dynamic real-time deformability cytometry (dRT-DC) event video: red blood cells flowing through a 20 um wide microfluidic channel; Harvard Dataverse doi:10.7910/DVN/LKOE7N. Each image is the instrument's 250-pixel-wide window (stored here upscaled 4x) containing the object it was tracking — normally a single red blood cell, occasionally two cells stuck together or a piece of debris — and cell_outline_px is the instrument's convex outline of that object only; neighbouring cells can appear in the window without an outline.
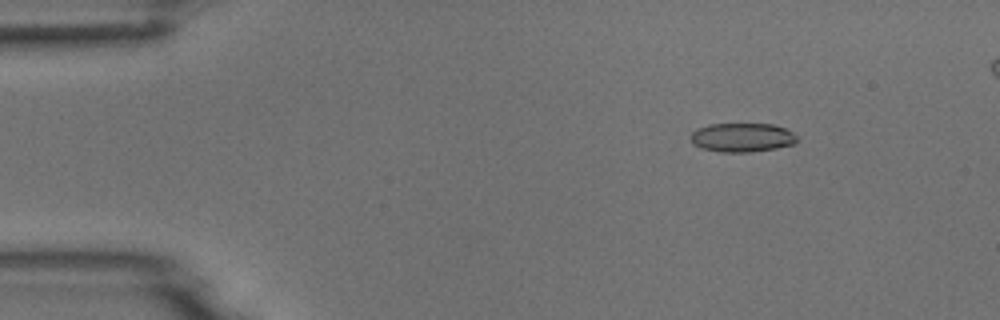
{"species": "common noctule bat (a hibernating species)", "species_latin": "Nyctalus noctula", "temperature_condition": "room temperature", "stored_images_in_passage": 5, "camera_frame_rate_fps": 3000, "um_per_image_px": 0.085, "animal": {"sex": "male", "body_mass_g": 18.8}, "frame": {"image": 1, "passage_image": 2, "time_ms": 1.0, "image_size_px": [1000, 320], "cell_outline_px": [[796, 144], [776, 148], [752, 152], [720, 152], [700, 148], [692, 144], [688, 136], [696, 128], [708, 124], [772, 124], [784, 128], [792, 132], [796, 136]], "centroid_in_image_um": [63.02, 11.69], "position_along_channel_um": 22.0, "area_um2": 18.21}}